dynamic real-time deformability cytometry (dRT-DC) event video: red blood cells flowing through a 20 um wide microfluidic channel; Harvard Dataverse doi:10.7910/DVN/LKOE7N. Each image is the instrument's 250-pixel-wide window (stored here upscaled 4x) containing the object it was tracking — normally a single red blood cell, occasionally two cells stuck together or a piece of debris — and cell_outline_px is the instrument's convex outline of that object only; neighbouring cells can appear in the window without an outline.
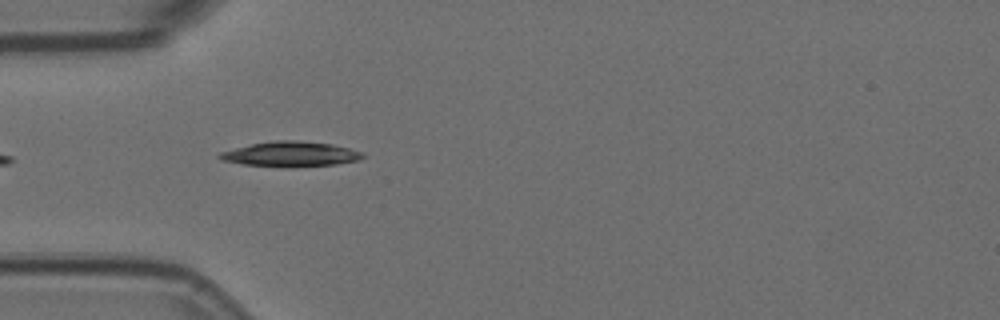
{"species": "Egyptian fruit bat (a non-hibernating species)", "species_latin": "Rousettus aegyptiacus", "temperature_condition": "room temperature", "stored_images_in_passage": 41, "camera_frame_rate_fps": 3000, "um_per_image_px": 0.085, "animal": {"sex": "female"}, "frame": {"image": 1, "passage_image": 2, "time_ms": 0.333, "image_size_px": [1000, 320], "cell_outline_px": [[364, 156], [356, 160], [336, 164], [284, 168], [244, 164], [220, 160], [216, 156], [220, 152], [252, 144], [276, 140], [300, 140], [332, 144], [348, 148], [360, 152]], "centroid_in_image_um": [24.65, 13.11], "position_along_channel_um": 60.4, "area_um2": 20.81}}
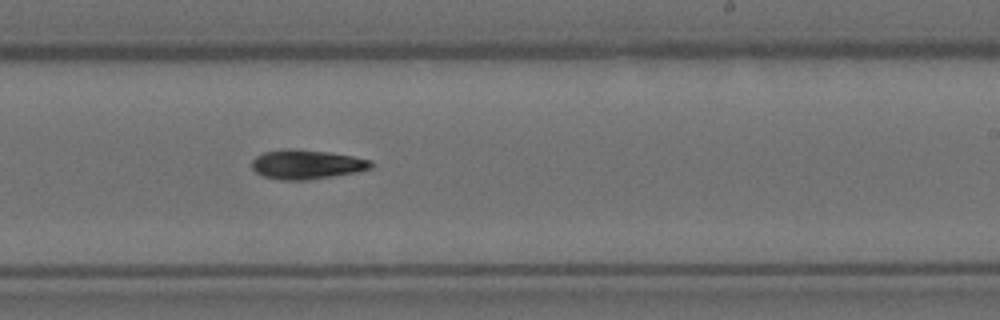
{"frame": {"image": 2, "passage_image": 19, "time_ms": 6.0, "image_size_px": [1000, 320], "cell_outline_px": [[372, 168], [356, 172], [308, 180], [280, 180], [264, 176], [256, 172], [252, 168], [252, 160], [256, 156], [264, 152], [284, 148], [288, 148], [328, 152], [352, 156], [372, 160]], "centroid_in_image_um": [26.05, 13.97], "position_along_channel_um": 263.0, "area_um2": 20.35}}
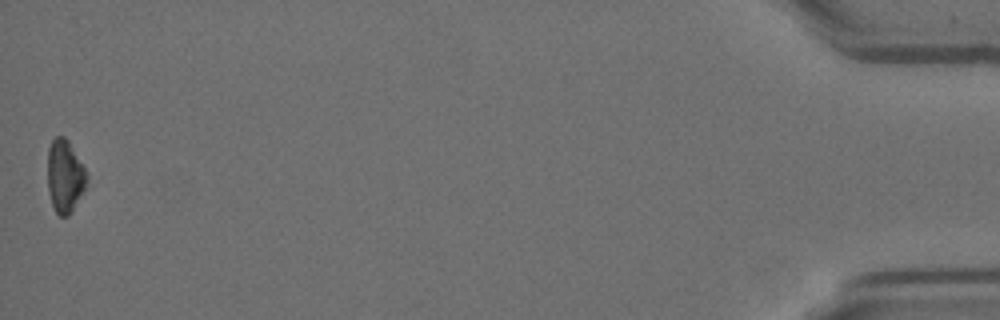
{"frame": {"image": 3, "passage_image": 41, "time_ms": 13.333, "image_size_px": [1000, 320], "cell_outline_px": [[88, 180], [72, 212], [68, 216], [60, 216], [56, 212], [52, 204], [48, 192], [48, 148], [52, 140], [56, 136], [64, 136], [68, 140], [84, 168], [88, 176]], "centroid_in_image_um": [5.5, 14.98], "position_along_channel_um": 429.7, "area_um2": 16.47}, "authors_computed_cell_mechanics": {"area_um2": 19.4786, "velocity_mm_per_s": 3.6005, "shape_relaxation_time_tau1_ms": 5.9321, "shape_relaxation_time_tau2_ms": null, "deformation_change_tau1": 0.1341, "deformation_change_tau2": null}}